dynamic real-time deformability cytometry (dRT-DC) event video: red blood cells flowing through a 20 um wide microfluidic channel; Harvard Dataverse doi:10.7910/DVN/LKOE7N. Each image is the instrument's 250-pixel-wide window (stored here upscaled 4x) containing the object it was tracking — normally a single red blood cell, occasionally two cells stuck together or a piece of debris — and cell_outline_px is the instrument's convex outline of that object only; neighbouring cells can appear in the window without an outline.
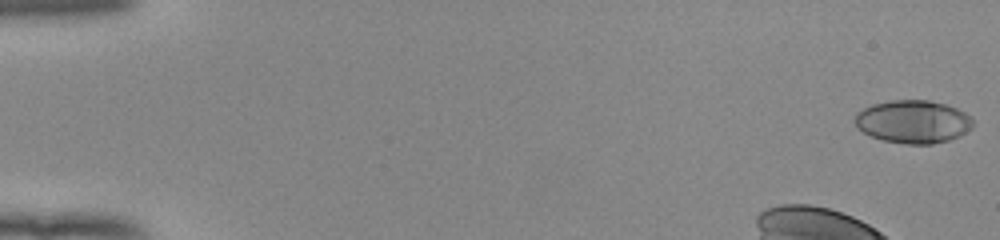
{"species": "human", "species_latin": "Homo sapiens", "temperature_condition": "room temperature", "stored_images_in_passage": 24, "segment_of_instrument_passage": [1, 2], "camera_frame_rate_fps": 3000, "um_per_image_px": 0.085, "donor": {"sex": "female"}, "frame": {"image": 1, "passage_image": 1, "time_ms": 0.0, "image_size_px": [1000, 240], "cell_outline_px": [[972, 128], [960, 136], [948, 140], [932, 144], [904, 144], [884, 140], [872, 136], [856, 128], [852, 120], [856, 112], [872, 104], [892, 100], [928, 100], [948, 104], [972, 116]], "centroid_in_image_um": [77.59, 10.33], "position_along_channel_um": 7.4, "area_um2": 29.88}}